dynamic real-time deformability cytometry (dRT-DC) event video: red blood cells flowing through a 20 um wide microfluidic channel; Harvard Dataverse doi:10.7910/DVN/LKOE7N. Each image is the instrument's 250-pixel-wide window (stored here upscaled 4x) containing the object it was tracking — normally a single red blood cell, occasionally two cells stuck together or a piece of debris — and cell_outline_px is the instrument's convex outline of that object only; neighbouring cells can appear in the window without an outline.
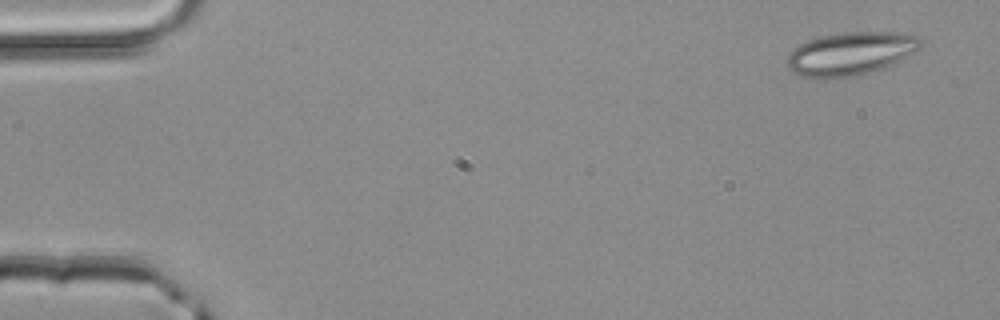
{"species": "common noctule bat (a hibernating species)", "species_latin": "Nyctalus noctula", "temperature_condition": "room temperature", "stored_images_in_passage": 3, "camera_frame_rate_fps": 3000, "um_per_image_px": 0.085, "animal": {"sex": "male", "body_mass_g": 20.4}, "frame": {"image": 1, "passage_image": 1, "time_ms": 0.0, "image_size_px": [1000, 320], "cell_outline_px": [[924, 40], [920, 48], [916, 52], [892, 64], [856, 76], [824, 80], [800, 76], [792, 72], [784, 64], [792, 48], [808, 40], [820, 36], [844, 32], [904, 32], [920, 36]], "centroid_in_image_um": [72.28, 4.56], "position_along_channel_um": 12.7, "area_um2": 34.33}}